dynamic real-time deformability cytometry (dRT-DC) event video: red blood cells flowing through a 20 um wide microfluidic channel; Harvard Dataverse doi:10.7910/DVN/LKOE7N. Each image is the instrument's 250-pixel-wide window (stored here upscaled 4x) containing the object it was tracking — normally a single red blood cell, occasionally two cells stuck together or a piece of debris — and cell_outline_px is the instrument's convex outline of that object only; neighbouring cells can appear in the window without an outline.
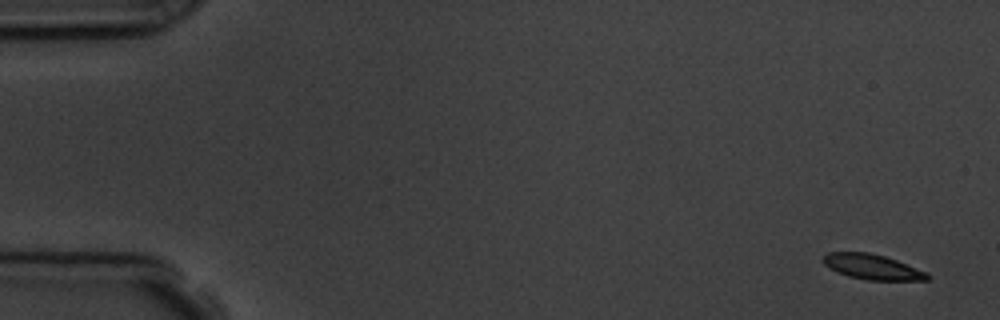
{"species": "common noctule bat (a hibernating species)", "species_latin": "Nyctalus noctula", "temperature_condition": "room temperature", "stored_images_in_passage": 5, "camera_frame_rate_fps": 3000, "um_per_image_px": 0.085, "animal": {"sex": "male", "body_mass_g": 19.5, "forearm_length_mm": 54.6}, "frame": {"image": 1, "passage_image": 1, "time_ms": 0.0, "image_size_px": [1000, 320], "cell_outline_px": [[932, 276], [928, 280], [868, 280], [848, 276], [824, 264], [820, 260], [828, 252], [868, 252], [884, 256], [896, 260], [928, 272]], "centroid_in_image_um": [74.18, 22.68], "position_along_channel_um": 10.8, "area_um2": 15.2}}
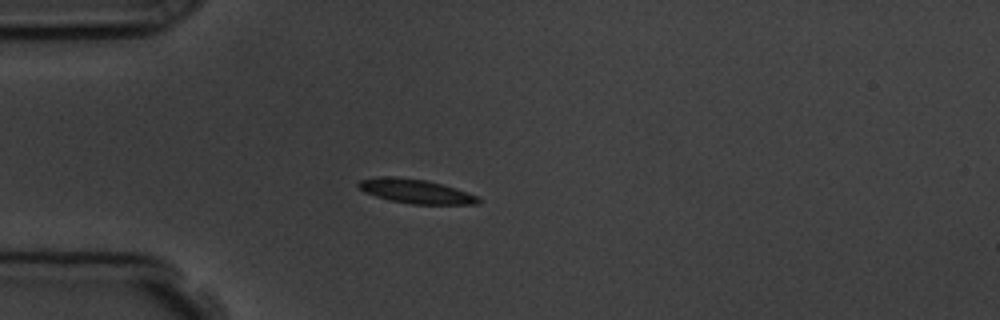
{"frame": {"image": 2, "passage_image": 4, "time_ms": 4.333, "image_size_px": [1000, 320], "cell_outline_px": [[480, 200], [476, 204], [412, 204], [388, 200], [364, 192], [356, 184], [360, 180], [384, 176], [396, 176], [424, 180], [456, 188], [476, 196]], "centroid_in_image_um": [35.28, 16.26], "position_along_channel_um": 49.7, "area_um2": 16.65}}